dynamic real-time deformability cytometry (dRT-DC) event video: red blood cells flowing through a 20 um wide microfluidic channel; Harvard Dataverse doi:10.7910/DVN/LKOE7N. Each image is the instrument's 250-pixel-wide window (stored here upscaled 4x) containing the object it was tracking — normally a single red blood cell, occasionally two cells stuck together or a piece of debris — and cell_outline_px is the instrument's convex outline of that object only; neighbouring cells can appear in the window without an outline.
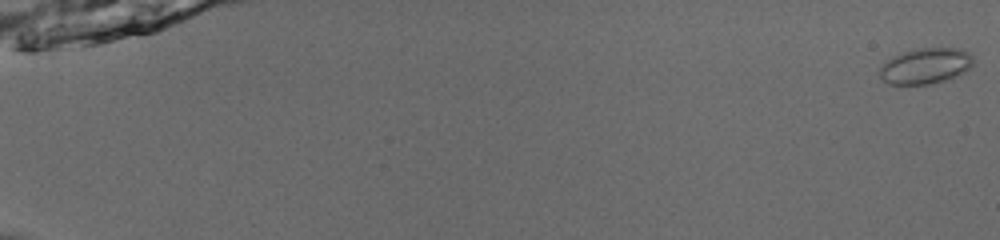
{"species": "common noctule bat (a hibernating species)", "species_latin": "Nyctalus noctula", "temperature_condition": "room temperature", "stored_images_in_passage": 54, "camera_frame_rate_fps": 3000, "um_per_image_px": 0.085, "animal": {"sex": "male", "body_mass_g": 13.0, "forearm_length_mm": 53.1}, "frame": {"image": 1, "passage_image": 1, "time_ms": 0.0, "image_size_px": [1000, 240], "cell_outline_px": [[976, 64], [952, 80], [928, 84], [888, 84], [880, 76], [880, 68], [892, 56], [916, 48], [960, 48], [968, 52], [972, 56]], "centroid_in_image_um": [78.74, 5.61], "position_along_channel_um": 6.3, "area_um2": 19.77}}
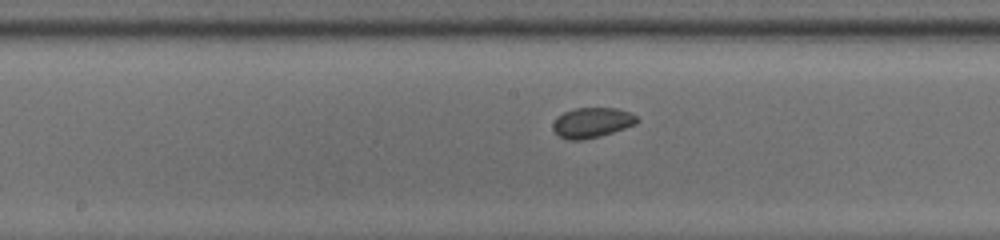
{"frame": {"image": 2, "passage_image": 31, "time_ms": 10.0, "image_size_px": [1000, 240], "cell_outline_px": [[640, 120], [636, 124], [612, 132], [580, 140], [568, 140], [560, 136], [552, 128], [552, 124], [564, 112], [576, 108], [616, 108], [628, 112], [636, 116]], "centroid_in_image_um": [50.33, 10.41], "position_along_channel_um": 197.9, "area_um2": 14.39}}
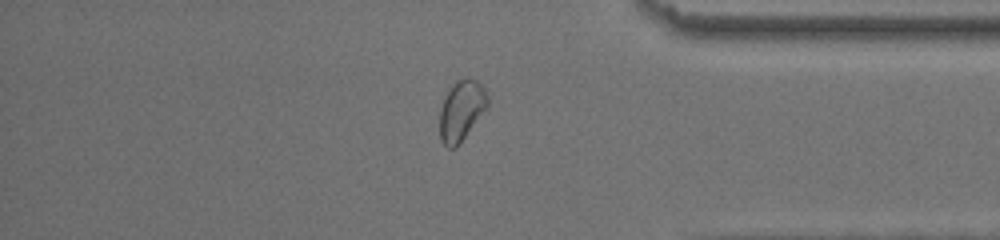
{"frame": {"image": 3, "passage_image": 47, "time_ms": 15.333, "image_size_px": [1000, 240], "cell_outline_px": [[488, 108], [460, 144], [456, 148], [448, 148], [440, 140], [440, 108], [444, 96], [448, 88], [456, 80], [468, 76], [476, 80], [484, 88], [488, 96]], "centroid_in_image_um": [39.23, 9.38], "position_along_channel_um": 396.0, "area_um2": 17.34}, "authors_computed_cell_mechanics": {"area_um2": 15.7216, "velocity_mm_per_s": 3.9297, "shape_relaxation_time_tau1_ms": null, "shape_relaxation_time_tau2_ms": 1.7156, "deformation_change_tau1": null, "deformation_change_tau2": 0.0432}}